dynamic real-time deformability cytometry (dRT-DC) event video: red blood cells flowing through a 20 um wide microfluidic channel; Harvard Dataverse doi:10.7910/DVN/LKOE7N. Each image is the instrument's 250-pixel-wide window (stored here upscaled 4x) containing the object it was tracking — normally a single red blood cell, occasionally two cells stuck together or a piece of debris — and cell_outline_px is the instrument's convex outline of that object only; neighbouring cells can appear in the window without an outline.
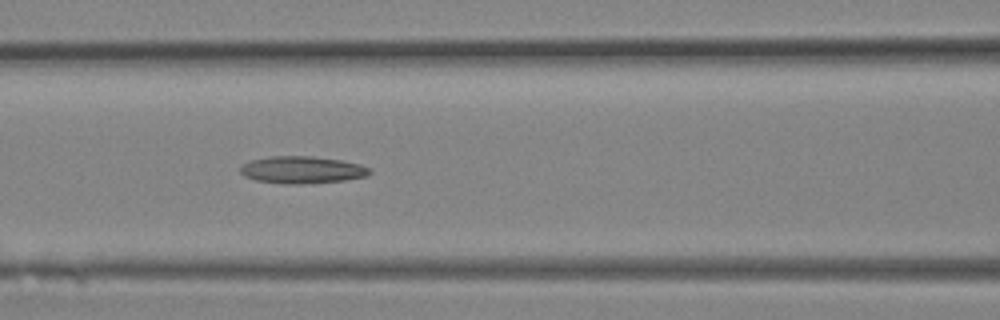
{"species": "Egyptian fruit bat (a non-hibernating species)", "species_latin": "Rousettus aegyptiacus", "temperature_condition": "room temperature", "stored_images_in_passage": 12, "camera_frame_rate_fps": 3000, "um_per_image_px": 0.085, "animal": {"sex": "female"}, "frame": {"image": 1, "passage_image": 12, "time_ms": 3.667, "image_size_px": [1000, 320], "cell_outline_px": [[372, 172], [368, 176], [344, 180], [300, 184], [284, 184], [256, 180], [244, 176], [240, 172], [240, 164], [252, 160], [272, 156], [312, 156], [340, 160], [360, 164], [372, 168]], "centroid_in_image_um": [25.69, 14.43], "position_along_channel_um": 140.9, "area_um2": 20.58}}